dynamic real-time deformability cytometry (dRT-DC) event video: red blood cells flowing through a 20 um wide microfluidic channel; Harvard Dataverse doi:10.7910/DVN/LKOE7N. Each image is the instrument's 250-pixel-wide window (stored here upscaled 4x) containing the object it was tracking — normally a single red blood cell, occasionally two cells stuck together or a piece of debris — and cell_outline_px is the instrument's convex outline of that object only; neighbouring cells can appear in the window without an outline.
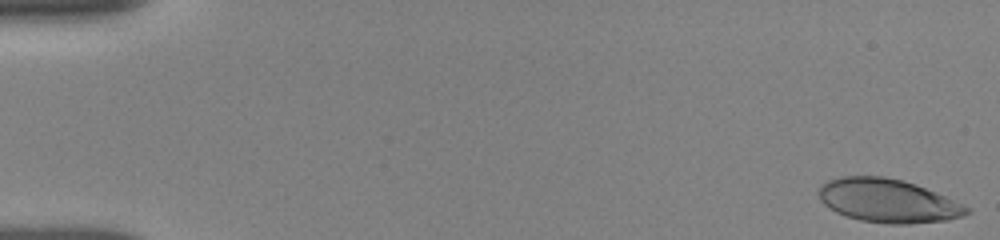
{"species": "human", "species_latin": "Homo sapiens", "temperature_condition": "room temperature", "stored_images_in_passage": 18, "camera_frame_rate_fps": 3000, "um_per_image_px": 0.085, "donor": {"sex": "female"}, "frame": {"image": 1, "passage_image": 1, "time_ms": 0.0, "image_size_px": [1000, 240], "cell_outline_px": [[972, 212], [964, 216], [948, 220], [908, 224], [892, 224], [860, 220], [836, 212], [824, 204], [820, 200], [816, 192], [828, 180], [844, 176], [884, 176], [904, 180], [916, 184], [972, 208]], "centroid_in_image_um": [75.5, 17.06], "position_along_channel_um": 9.5, "area_um2": 37.57}}
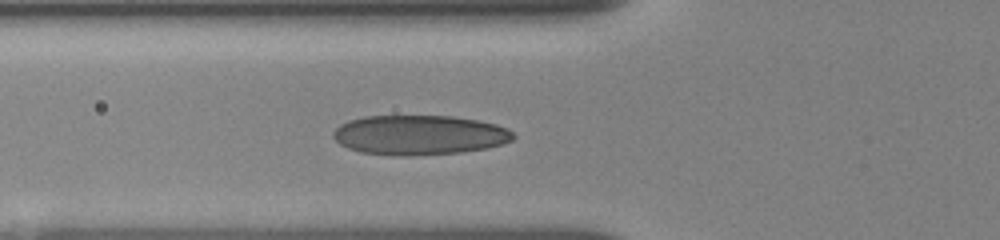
{"frame": {"image": 2, "passage_image": 14, "time_ms": 6.0, "image_size_px": [1000, 240], "cell_outline_px": [[516, 136], [512, 140], [488, 148], [460, 152], [408, 156], [400, 156], [360, 152], [348, 148], [340, 144], [332, 136], [332, 132], [340, 124], [348, 120], [364, 116], [452, 116], [476, 120], [496, 124], [508, 128]], "centroid_in_image_um": [35.62, 11.47], "position_along_channel_um": 90.2, "area_um2": 41.73}}
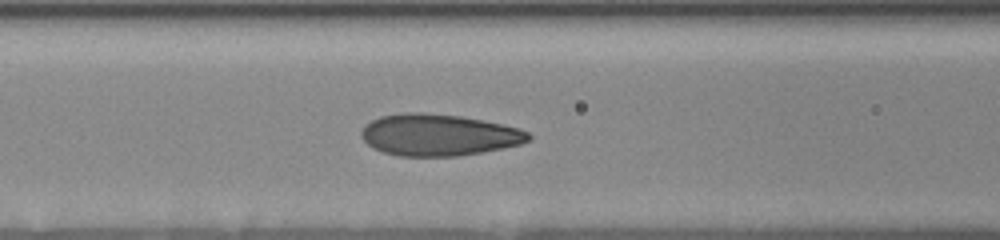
{"frame": {"image": 3, "passage_image": 16, "time_ms": 7.0, "image_size_px": [1000, 240], "cell_outline_px": [[532, 140], [520, 144], [504, 148], [456, 156], [400, 156], [384, 152], [372, 148], [360, 136], [360, 132], [364, 124], [380, 116], [404, 112], [424, 112], [460, 116], [484, 120], [504, 124], [520, 128], [528, 132], [532, 136]], "centroid_in_image_um": [37.29, 11.46], "position_along_channel_um": 129.3, "area_um2": 40.92}}